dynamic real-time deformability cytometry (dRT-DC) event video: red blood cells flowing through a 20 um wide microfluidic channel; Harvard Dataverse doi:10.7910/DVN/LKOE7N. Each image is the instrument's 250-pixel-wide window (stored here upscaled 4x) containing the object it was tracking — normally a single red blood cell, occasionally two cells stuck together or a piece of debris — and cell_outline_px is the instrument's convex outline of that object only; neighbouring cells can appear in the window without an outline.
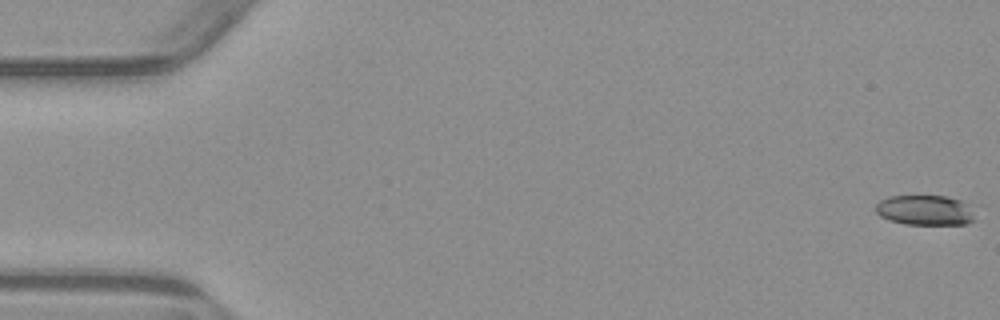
{"species": "common noctule bat (a hibernating species)", "species_latin": "Nyctalus noctula", "temperature_condition": "warm", "stored_images_in_passage": 5, "camera_frame_rate_fps": 3000, "um_per_image_px": 0.085, "animal": {"sex": "male", "body_mass_g": 23.1, "forearm_length_mm": 52.7}, "frame": {"image": 1, "passage_image": 1, "time_ms": 0.0, "image_size_px": [1000, 320], "cell_outline_px": [[972, 220], [968, 224], [904, 224], [888, 220], [880, 216], [876, 212], [876, 204], [880, 200], [888, 196], [948, 196], [960, 200], [968, 204], [972, 216]], "centroid_in_image_um": [78.57, 17.86], "position_along_channel_um": 6.4, "area_um2": 17.28}}
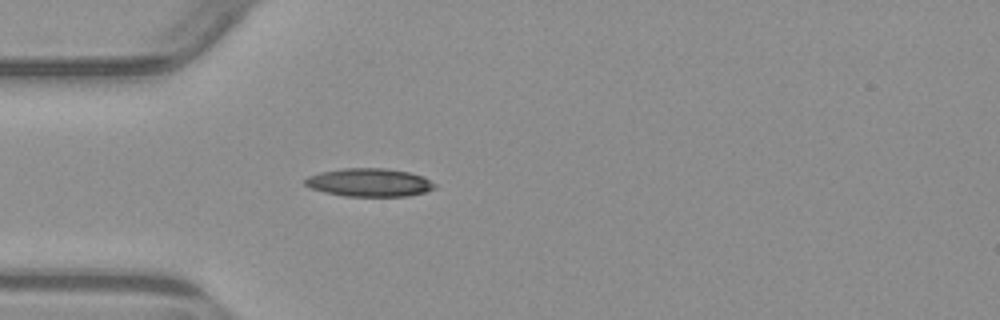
{"frame": {"image": 2, "passage_image": 5, "time_ms": 5.0, "image_size_px": [1000, 320], "cell_outline_px": [[436, 188], [424, 192], [408, 196], [344, 196], [324, 192], [312, 188], [304, 184], [304, 180], [308, 176], [320, 172], [344, 168], [384, 168], [408, 172], [424, 176], [436, 184]], "centroid_in_image_um": [31.4, 15.51], "position_along_channel_um": 53.6, "area_um2": 21.33}}